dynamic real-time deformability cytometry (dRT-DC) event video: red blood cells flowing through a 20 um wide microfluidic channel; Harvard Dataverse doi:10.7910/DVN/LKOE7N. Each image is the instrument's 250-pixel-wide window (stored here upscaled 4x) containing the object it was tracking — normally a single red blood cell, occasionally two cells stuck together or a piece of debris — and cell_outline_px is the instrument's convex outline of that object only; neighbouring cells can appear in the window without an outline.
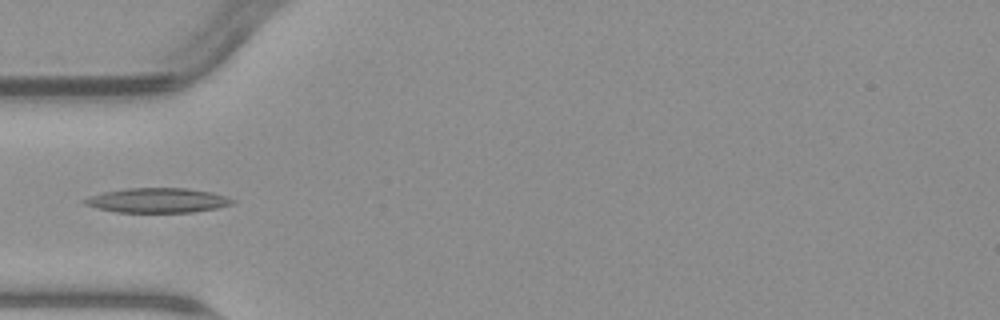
{"species": "common noctule bat (a hibernating species)", "species_latin": "Nyctalus noctula", "temperature_condition": "warm", "stored_images_in_passage": 2, "camera_frame_rate_fps": 3000, "um_per_image_px": 0.085, "animal": {"sex": "male", "body_mass_g": 23.1, "forearm_length_mm": 52.7}, "frame": {"image": 1, "passage_image": 2, "time_ms": 1.667, "image_size_px": [1000, 320], "cell_outline_px": [[236, 200], [232, 204], [216, 208], [192, 212], [116, 212], [96, 208], [84, 204], [80, 200], [104, 192], [128, 188], [188, 188], [212, 192]], "centroid_in_image_um": [13.38, 17.03], "position_along_channel_um": 71.6, "area_um2": 21.15}}